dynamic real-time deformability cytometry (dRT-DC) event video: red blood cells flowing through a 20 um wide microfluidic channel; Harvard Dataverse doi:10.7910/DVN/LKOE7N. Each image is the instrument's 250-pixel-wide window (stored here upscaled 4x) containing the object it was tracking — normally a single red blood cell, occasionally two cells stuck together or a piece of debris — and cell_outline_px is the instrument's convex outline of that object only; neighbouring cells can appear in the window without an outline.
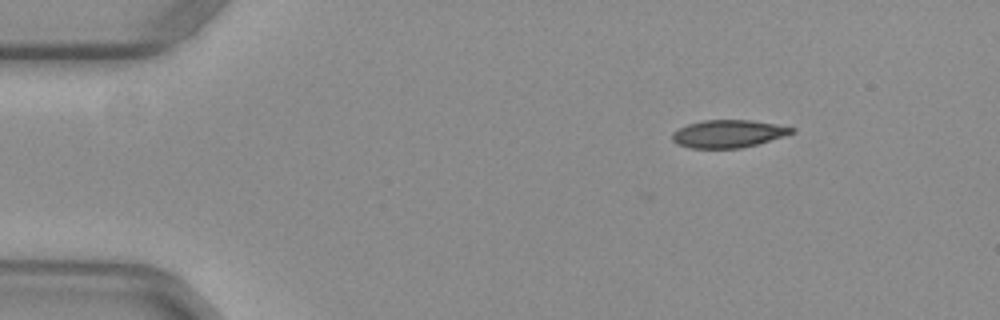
{"species": "common noctule bat (a hibernating species)", "species_latin": "Nyctalus noctula", "temperature_condition": "warm", "stored_images_in_passage": 10, "camera_frame_rate_fps": 3000, "um_per_image_px": 0.085, "animal": {"sex": "female", "body_mass_g": 29.2, "forearm_length_mm": 56.3}, "frame": {"image": 1, "passage_image": 1, "time_ms": 0.0, "image_size_px": [1000, 320], "cell_outline_px": [[796, 132], [784, 136], [756, 144], [740, 148], [692, 148], [676, 144], [672, 140], [672, 132], [688, 124], [704, 120], [752, 120], [776, 124], [796, 128]], "centroid_in_image_um": [61.91, 11.36], "position_along_channel_um": 23.1, "area_um2": 19.25}}
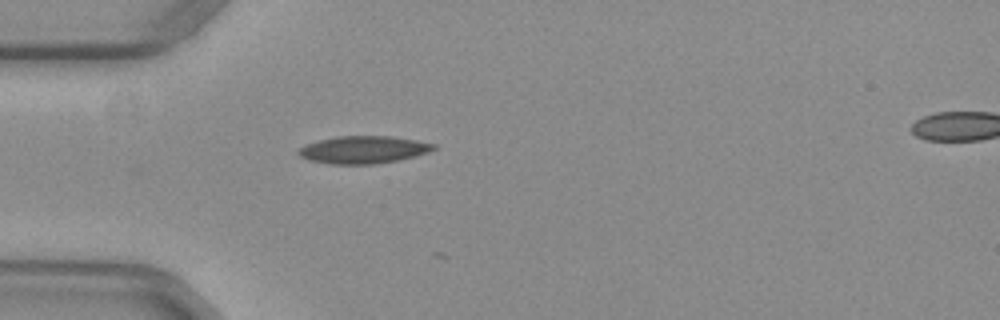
{"frame": {"image": 2, "passage_image": 9, "time_ms": 2.667, "image_size_px": [1000, 320], "cell_outline_px": [[436, 148], [428, 152], [416, 156], [376, 164], [332, 164], [308, 160], [300, 156], [296, 152], [300, 148], [308, 144], [320, 140], [336, 136], [392, 136], [416, 140], [436, 144]], "centroid_in_image_um": [30.9, 12.72], "position_along_channel_um": 54.1, "area_um2": 21.56}}